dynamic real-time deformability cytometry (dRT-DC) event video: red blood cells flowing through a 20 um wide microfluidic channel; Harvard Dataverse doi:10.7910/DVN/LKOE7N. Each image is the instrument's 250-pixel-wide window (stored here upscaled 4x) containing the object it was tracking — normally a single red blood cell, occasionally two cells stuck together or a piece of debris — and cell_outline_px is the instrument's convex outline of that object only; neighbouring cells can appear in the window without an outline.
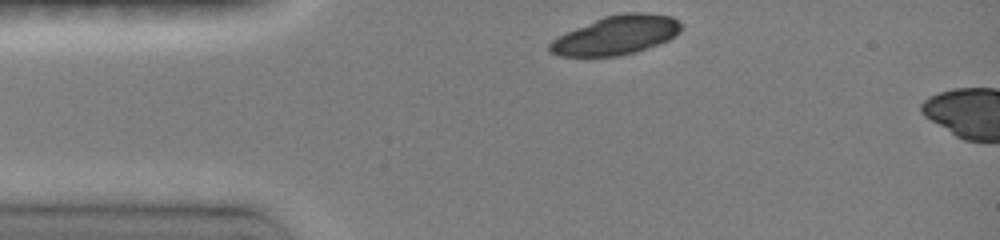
{"species": "common noctule bat (a hibernating species)", "species_latin": "Nyctalus noctula", "temperature_condition": "room temperature", "stored_images_in_passage": 5, "camera_frame_rate_fps": 3000, "um_per_image_px": 0.085, "animal": {"sex": "female", "body_mass_g": 19.0, "forearm_length_mm": 51.5}, "frame": {"image": 1, "passage_image": 1, "time_ms": 0.0, "image_size_px": [1000, 240], "cell_outline_px": [[684, 24], [668, 40], [632, 52], [616, 56], [560, 56], [552, 52], [548, 48], [548, 44], [552, 40], [576, 28], [604, 16], [624, 12], [640, 12], [672, 16], [680, 20]], "centroid_in_image_um": [52.38, 2.97], "position_along_channel_um": 32.6, "area_um2": 29.25}}